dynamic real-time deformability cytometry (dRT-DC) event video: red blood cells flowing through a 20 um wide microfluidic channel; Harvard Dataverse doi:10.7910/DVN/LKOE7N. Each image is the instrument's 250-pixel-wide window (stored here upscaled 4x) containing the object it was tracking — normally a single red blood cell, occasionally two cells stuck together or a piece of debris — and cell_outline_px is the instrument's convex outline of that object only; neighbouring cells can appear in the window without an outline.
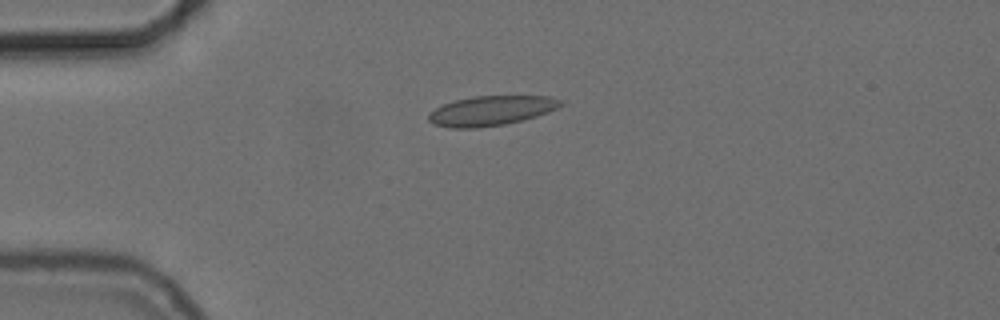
{"species": "common noctule bat (a hibernating species)", "species_latin": "Nyctalus noctula", "temperature_condition": "cold", "stored_images_in_passage": 42, "camera_frame_rate_fps": 3000, "um_per_image_px": 0.085, "animal": {"sex": "female", "body_mass_g": 24.6, "forearm_length_mm": 56.2}, "frame": {"image": 1, "passage_image": 1, "time_ms": 0.0, "image_size_px": [1000, 320], "cell_outline_px": [[564, 104], [548, 112], [536, 116], [504, 124], [476, 128], [448, 128], [432, 124], [428, 120], [428, 112], [444, 104], [456, 100], [472, 96], [548, 96], [564, 100]], "centroid_in_image_um": [41.72, 9.41], "position_along_channel_um": 43.3, "area_um2": 22.89}}
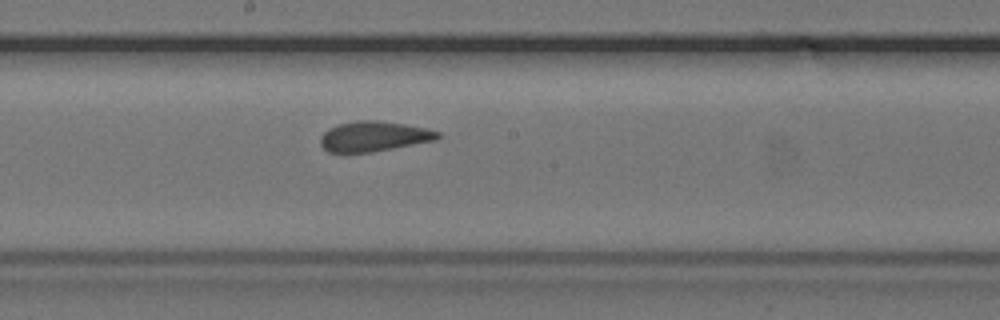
{"frame": {"image": 2, "passage_image": 17, "time_ms": 5.333, "image_size_px": [1000, 320], "cell_outline_px": [[444, 136], [436, 140], [372, 152], [328, 152], [320, 144], [320, 136], [328, 128], [336, 124], [356, 120], [376, 120], [404, 124], [424, 128], [440, 132]], "centroid_in_image_um": [31.77, 11.58], "position_along_channel_um": 216.4, "area_um2": 20.69}}
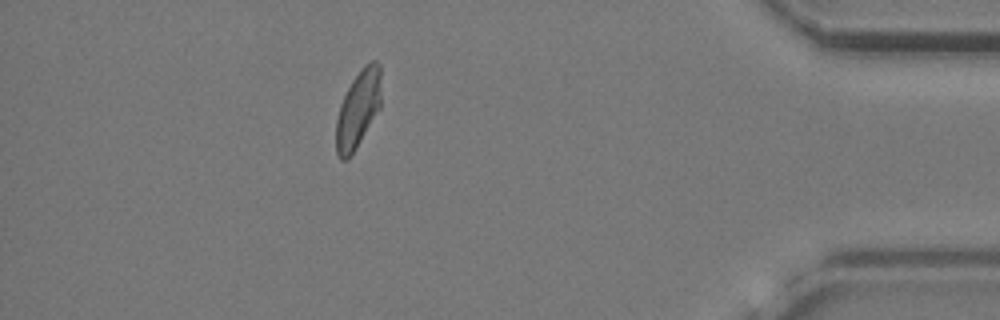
{"frame": {"image": 3, "passage_image": 36, "time_ms": 11.667, "image_size_px": [1000, 320], "cell_outline_px": [[380, 108], [356, 148], [348, 160], [340, 160], [336, 152], [336, 120], [340, 104], [352, 80], [364, 64], [372, 60], [376, 60], [380, 64]], "centroid_in_image_um": [30.43, 9.28], "position_along_channel_um": 404.8, "area_um2": 20.29}, "authors_computed_cell_mechanics": {"area_um2": 20.9814, "velocity_mm_per_s": 3.7078, "shape_relaxation_time_tau1_ms": 9.3358, "shape_relaxation_time_tau2_ms": 1.2959, "deformation_change_tau1": 0.1648, "deformation_change_tau2": 0.0602}}